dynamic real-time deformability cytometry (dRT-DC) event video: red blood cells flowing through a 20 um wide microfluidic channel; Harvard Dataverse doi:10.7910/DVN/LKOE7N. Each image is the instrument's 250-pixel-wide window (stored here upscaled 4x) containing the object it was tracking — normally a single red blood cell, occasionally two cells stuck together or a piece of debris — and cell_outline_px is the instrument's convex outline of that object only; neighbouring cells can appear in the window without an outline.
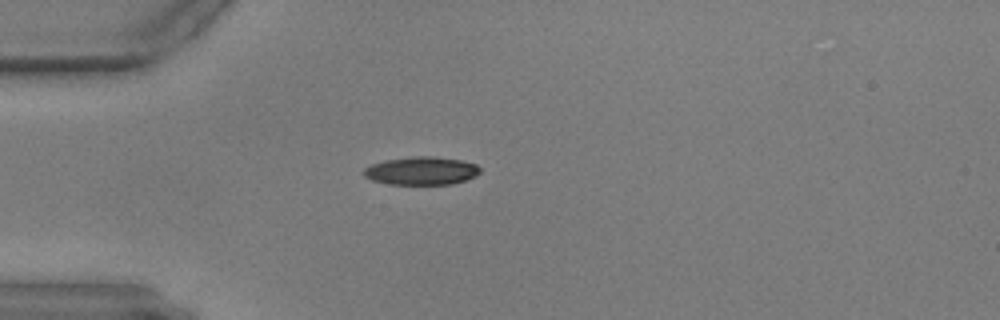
{"species": "common noctule bat (a hibernating species)", "species_latin": "Nyctalus noctula", "temperature_condition": "warm", "stored_images_in_passage": 43, "camera_frame_rate_fps": 3000, "um_per_image_px": 0.085, "animal": {"sex": "male", "body_mass_g": 17.9, "forearm_length_mm": 54.2}, "frame": {"image": 1, "passage_image": 1, "time_ms": 0.0, "image_size_px": [1000, 320], "cell_outline_px": [[480, 172], [476, 176], [452, 184], [388, 184], [372, 180], [364, 176], [360, 172], [364, 168], [372, 164], [384, 160], [420, 156], [432, 156], [460, 160], [476, 164], [480, 168]], "centroid_in_image_um": [35.79, 14.52], "position_along_channel_um": 49.2, "area_um2": 19.02}}
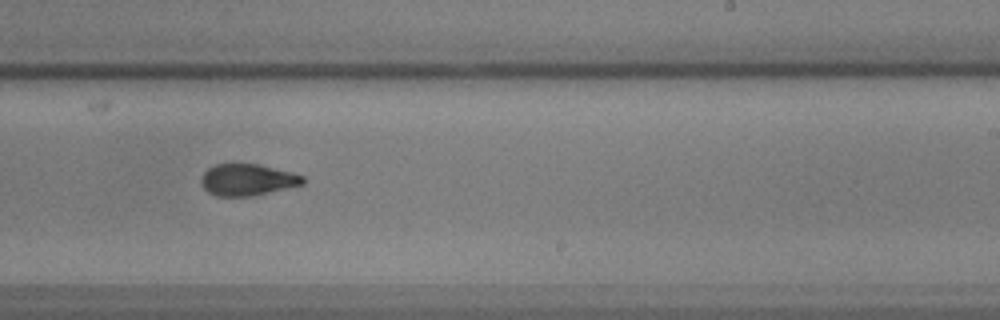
{"frame": {"image": 2, "passage_image": 21, "time_ms": 6.667, "image_size_px": [1000, 320], "cell_outline_px": [[304, 184], [252, 196], [216, 196], [208, 192], [204, 188], [200, 180], [204, 172], [208, 168], [216, 164], [256, 164], [292, 172], [304, 176]], "centroid_in_image_um": [21.02, 15.28], "position_along_channel_um": 268.0, "area_um2": 18.61}}
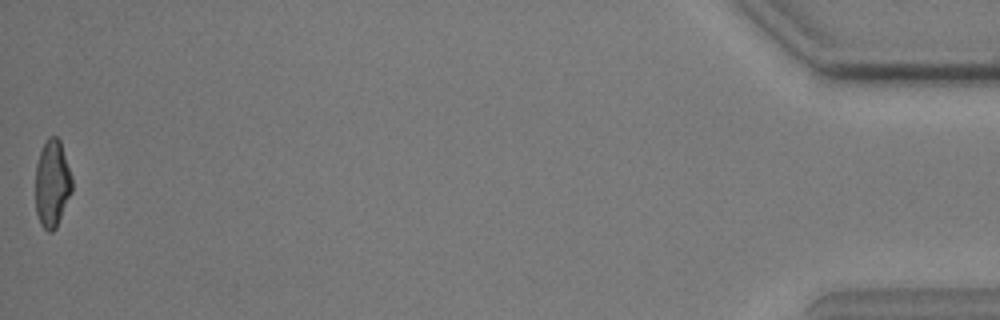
{"frame": {"image": 3, "passage_image": 43, "time_ms": 14.0, "image_size_px": [1000, 320], "cell_outline_px": [[72, 192], [56, 228], [52, 232], [48, 232], [40, 224], [36, 212], [36, 164], [40, 152], [48, 136], [56, 136], [60, 140], [72, 176]], "centroid_in_image_um": [4.44, 15.61], "position_along_channel_um": 430.8, "area_um2": 18.67}}